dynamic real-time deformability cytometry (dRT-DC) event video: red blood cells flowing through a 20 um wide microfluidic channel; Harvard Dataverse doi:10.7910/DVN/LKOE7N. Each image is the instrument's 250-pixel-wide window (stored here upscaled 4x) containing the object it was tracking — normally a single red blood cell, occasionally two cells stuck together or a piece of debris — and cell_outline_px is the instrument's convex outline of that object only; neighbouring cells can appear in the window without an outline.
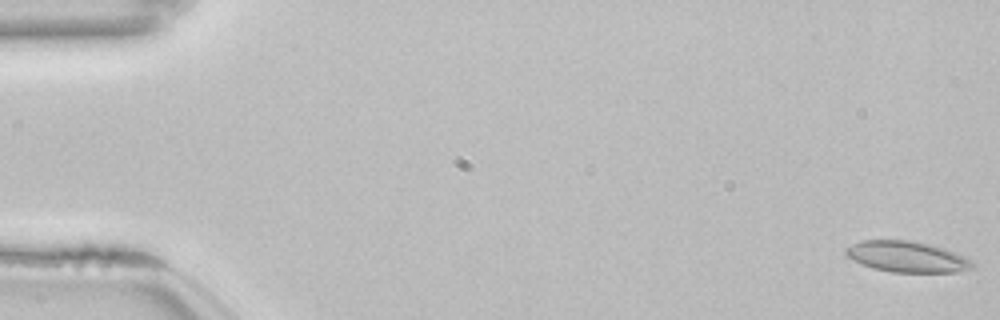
{"species": "common noctule bat (a hibernating species)", "species_latin": "Nyctalus noctula", "temperature_condition": "room temperature", "stored_images_in_passage": 13, "camera_frame_rate_fps": 3000, "um_per_image_px": 0.085, "animal": {"sex": "female", "body_mass_g": 22.7, "forearm_length_mm": 54.2}, "frame": {"image": 1, "passage_image": 1, "time_ms": 0.0, "image_size_px": [1000, 320], "cell_outline_px": [[976, 268], [956, 272], [892, 272], [872, 268], [848, 256], [844, 252], [844, 248], [860, 240], [908, 240], [928, 244], [944, 248], [964, 256], [976, 264]], "centroid_in_image_um": [77.12, 21.82], "position_along_channel_um": 7.9, "area_um2": 22.77}}